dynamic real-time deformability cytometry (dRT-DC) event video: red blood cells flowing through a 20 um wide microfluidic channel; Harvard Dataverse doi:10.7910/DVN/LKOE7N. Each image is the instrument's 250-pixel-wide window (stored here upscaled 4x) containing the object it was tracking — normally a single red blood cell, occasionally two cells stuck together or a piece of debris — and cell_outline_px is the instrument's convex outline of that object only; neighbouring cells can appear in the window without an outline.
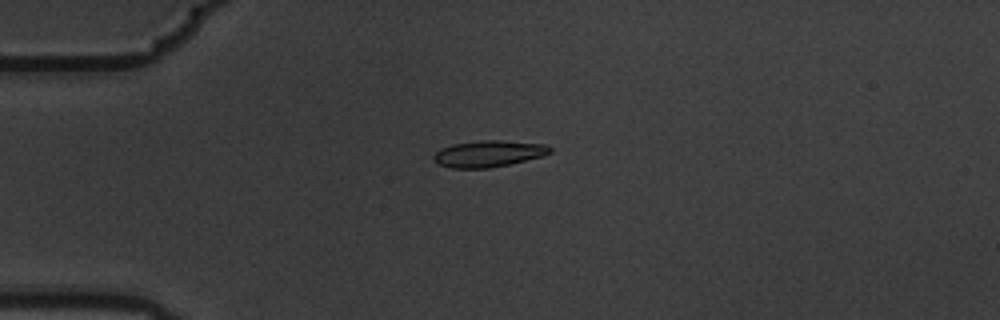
{"species": "common noctule bat (a hibernating species)", "species_latin": "Nyctalus noctula", "temperature_condition": "warm", "stored_images_in_passage": 1, "camera_frame_rate_fps": 3000, "um_per_image_px": 0.085, "animal": {"sex": "male", "body_mass_g": 19.5, "forearm_length_mm": 54.6}, "frame": {"image": 1, "passage_image": 1, "time_ms": 0.0, "image_size_px": [1000, 320], "cell_outline_px": [[552, 152], [544, 156], [508, 164], [488, 168], [452, 168], [440, 164], [432, 160], [432, 156], [440, 148], [452, 144], [480, 140], [500, 140], [544, 144], [552, 148]], "centroid_in_image_um": [41.51, 13.06], "position_along_channel_um": 43.5, "area_um2": 17.98}}